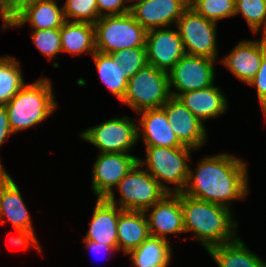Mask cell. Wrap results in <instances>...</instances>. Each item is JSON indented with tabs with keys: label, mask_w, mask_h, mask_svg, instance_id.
I'll list each match as a JSON object with an SVG mask.
<instances>
[{
	"label": "cell",
	"mask_w": 266,
	"mask_h": 267,
	"mask_svg": "<svg viewBox=\"0 0 266 267\" xmlns=\"http://www.w3.org/2000/svg\"><path fill=\"white\" fill-rule=\"evenodd\" d=\"M170 97L168 72L147 63L128 80L122 102L139 113L161 108Z\"/></svg>",
	"instance_id": "6"
},
{
	"label": "cell",
	"mask_w": 266,
	"mask_h": 267,
	"mask_svg": "<svg viewBox=\"0 0 266 267\" xmlns=\"http://www.w3.org/2000/svg\"><path fill=\"white\" fill-rule=\"evenodd\" d=\"M171 124L177 139L187 147L200 149L207 141V131L195 115H193L179 100L170 97L161 107Z\"/></svg>",
	"instance_id": "13"
},
{
	"label": "cell",
	"mask_w": 266,
	"mask_h": 267,
	"mask_svg": "<svg viewBox=\"0 0 266 267\" xmlns=\"http://www.w3.org/2000/svg\"><path fill=\"white\" fill-rule=\"evenodd\" d=\"M242 14L254 34L263 29L266 36V0H236L235 15Z\"/></svg>",
	"instance_id": "28"
},
{
	"label": "cell",
	"mask_w": 266,
	"mask_h": 267,
	"mask_svg": "<svg viewBox=\"0 0 266 267\" xmlns=\"http://www.w3.org/2000/svg\"><path fill=\"white\" fill-rule=\"evenodd\" d=\"M19 64L10 55L0 57V105L7 104L26 84Z\"/></svg>",
	"instance_id": "27"
},
{
	"label": "cell",
	"mask_w": 266,
	"mask_h": 267,
	"mask_svg": "<svg viewBox=\"0 0 266 267\" xmlns=\"http://www.w3.org/2000/svg\"><path fill=\"white\" fill-rule=\"evenodd\" d=\"M132 1L134 2V3H132ZM141 1H145V0H127V2H131L132 4H130L129 5V7L131 8L133 5H135L136 3H138V2H141Z\"/></svg>",
	"instance_id": "41"
},
{
	"label": "cell",
	"mask_w": 266,
	"mask_h": 267,
	"mask_svg": "<svg viewBox=\"0 0 266 267\" xmlns=\"http://www.w3.org/2000/svg\"><path fill=\"white\" fill-rule=\"evenodd\" d=\"M34 45L49 60L62 52L60 28L56 29H34L31 33Z\"/></svg>",
	"instance_id": "31"
},
{
	"label": "cell",
	"mask_w": 266,
	"mask_h": 267,
	"mask_svg": "<svg viewBox=\"0 0 266 267\" xmlns=\"http://www.w3.org/2000/svg\"><path fill=\"white\" fill-rule=\"evenodd\" d=\"M147 63L169 72L186 54L179 32L168 27L152 29L146 34Z\"/></svg>",
	"instance_id": "12"
},
{
	"label": "cell",
	"mask_w": 266,
	"mask_h": 267,
	"mask_svg": "<svg viewBox=\"0 0 266 267\" xmlns=\"http://www.w3.org/2000/svg\"><path fill=\"white\" fill-rule=\"evenodd\" d=\"M189 0H145L130 8L135 20L146 30L168 27L177 23Z\"/></svg>",
	"instance_id": "14"
},
{
	"label": "cell",
	"mask_w": 266,
	"mask_h": 267,
	"mask_svg": "<svg viewBox=\"0 0 266 267\" xmlns=\"http://www.w3.org/2000/svg\"><path fill=\"white\" fill-rule=\"evenodd\" d=\"M90 227L83 240L94 241L118 250L117 224L122 211L105 198H97Z\"/></svg>",
	"instance_id": "17"
},
{
	"label": "cell",
	"mask_w": 266,
	"mask_h": 267,
	"mask_svg": "<svg viewBox=\"0 0 266 267\" xmlns=\"http://www.w3.org/2000/svg\"><path fill=\"white\" fill-rule=\"evenodd\" d=\"M83 243H85V246L87 247L86 249L87 250L90 249V251H92L93 253H99V252H102L103 250L109 251V252L115 251L111 246L105 245L103 243H97V242L89 241V240H84Z\"/></svg>",
	"instance_id": "39"
},
{
	"label": "cell",
	"mask_w": 266,
	"mask_h": 267,
	"mask_svg": "<svg viewBox=\"0 0 266 267\" xmlns=\"http://www.w3.org/2000/svg\"><path fill=\"white\" fill-rule=\"evenodd\" d=\"M12 177L4 169L0 160V199L5 187L12 181Z\"/></svg>",
	"instance_id": "40"
},
{
	"label": "cell",
	"mask_w": 266,
	"mask_h": 267,
	"mask_svg": "<svg viewBox=\"0 0 266 267\" xmlns=\"http://www.w3.org/2000/svg\"><path fill=\"white\" fill-rule=\"evenodd\" d=\"M17 237L12 236L9 241L14 245L22 246L24 249H28L29 244L33 245L35 249L40 253L42 252L41 246L36 238L34 230L15 229Z\"/></svg>",
	"instance_id": "35"
},
{
	"label": "cell",
	"mask_w": 266,
	"mask_h": 267,
	"mask_svg": "<svg viewBox=\"0 0 266 267\" xmlns=\"http://www.w3.org/2000/svg\"><path fill=\"white\" fill-rule=\"evenodd\" d=\"M62 52L72 55L90 53L93 55L95 49V27L90 23L65 21L60 28Z\"/></svg>",
	"instance_id": "24"
},
{
	"label": "cell",
	"mask_w": 266,
	"mask_h": 267,
	"mask_svg": "<svg viewBox=\"0 0 266 267\" xmlns=\"http://www.w3.org/2000/svg\"><path fill=\"white\" fill-rule=\"evenodd\" d=\"M112 57L119 61L123 66L125 77L129 80L143 66L147 64V55L145 47H135L130 49H122L113 52Z\"/></svg>",
	"instance_id": "32"
},
{
	"label": "cell",
	"mask_w": 266,
	"mask_h": 267,
	"mask_svg": "<svg viewBox=\"0 0 266 267\" xmlns=\"http://www.w3.org/2000/svg\"><path fill=\"white\" fill-rule=\"evenodd\" d=\"M185 232H193L196 240L208 251L210 248L232 242L238 237L230 208L202 201L180 192Z\"/></svg>",
	"instance_id": "2"
},
{
	"label": "cell",
	"mask_w": 266,
	"mask_h": 267,
	"mask_svg": "<svg viewBox=\"0 0 266 267\" xmlns=\"http://www.w3.org/2000/svg\"><path fill=\"white\" fill-rule=\"evenodd\" d=\"M218 267H266V262L250 251L239 238L208 251Z\"/></svg>",
	"instance_id": "22"
},
{
	"label": "cell",
	"mask_w": 266,
	"mask_h": 267,
	"mask_svg": "<svg viewBox=\"0 0 266 267\" xmlns=\"http://www.w3.org/2000/svg\"><path fill=\"white\" fill-rule=\"evenodd\" d=\"M127 255H130L134 267H168L172 250L169 241L150 236Z\"/></svg>",
	"instance_id": "25"
},
{
	"label": "cell",
	"mask_w": 266,
	"mask_h": 267,
	"mask_svg": "<svg viewBox=\"0 0 266 267\" xmlns=\"http://www.w3.org/2000/svg\"><path fill=\"white\" fill-rule=\"evenodd\" d=\"M236 0H189V6L208 20L218 22L235 16Z\"/></svg>",
	"instance_id": "29"
},
{
	"label": "cell",
	"mask_w": 266,
	"mask_h": 267,
	"mask_svg": "<svg viewBox=\"0 0 266 267\" xmlns=\"http://www.w3.org/2000/svg\"><path fill=\"white\" fill-rule=\"evenodd\" d=\"M140 163L129 171L116 186L120 193L119 202L112 191L105 199L122 210L144 211L157 203L167 192L150 175L147 170L140 169ZM119 204V205H118Z\"/></svg>",
	"instance_id": "7"
},
{
	"label": "cell",
	"mask_w": 266,
	"mask_h": 267,
	"mask_svg": "<svg viewBox=\"0 0 266 267\" xmlns=\"http://www.w3.org/2000/svg\"><path fill=\"white\" fill-rule=\"evenodd\" d=\"M43 0H9V12L14 18L26 6Z\"/></svg>",
	"instance_id": "37"
},
{
	"label": "cell",
	"mask_w": 266,
	"mask_h": 267,
	"mask_svg": "<svg viewBox=\"0 0 266 267\" xmlns=\"http://www.w3.org/2000/svg\"><path fill=\"white\" fill-rule=\"evenodd\" d=\"M146 160L139 158L138 163L145 166L150 175L167 193H180L186 186L190 166L187 164L192 148L183 147H145ZM168 184H174L172 190Z\"/></svg>",
	"instance_id": "4"
},
{
	"label": "cell",
	"mask_w": 266,
	"mask_h": 267,
	"mask_svg": "<svg viewBox=\"0 0 266 267\" xmlns=\"http://www.w3.org/2000/svg\"><path fill=\"white\" fill-rule=\"evenodd\" d=\"M29 22L33 29L61 28L65 22L63 7L55 0H43L26 6L13 19L12 27H22Z\"/></svg>",
	"instance_id": "21"
},
{
	"label": "cell",
	"mask_w": 266,
	"mask_h": 267,
	"mask_svg": "<svg viewBox=\"0 0 266 267\" xmlns=\"http://www.w3.org/2000/svg\"><path fill=\"white\" fill-rule=\"evenodd\" d=\"M186 54L217 58V23L188 6L176 23Z\"/></svg>",
	"instance_id": "9"
},
{
	"label": "cell",
	"mask_w": 266,
	"mask_h": 267,
	"mask_svg": "<svg viewBox=\"0 0 266 267\" xmlns=\"http://www.w3.org/2000/svg\"><path fill=\"white\" fill-rule=\"evenodd\" d=\"M136 122L124 116L112 118L81 132L80 137L99 149L100 153H127L138 141Z\"/></svg>",
	"instance_id": "8"
},
{
	"label": "cell",
	"mask_w": 266,
	"mask_h": 267,
	"mask_svg": "<svg viewBox=\"0 0 266 267\" xmlns=\"http://www.w3.org/2000/svg\"><path fill=\"white\" fill-rule=\"evenodd\" d=\"M0 15L3 19L2 29L12 27L14 18L9 12V0H0Z\"/></svg>",
	"instance_id": "38"
},
{
	"label": "cell",
	"mask_w": 266,
	"mask_h": 267,
	"mask_svg": "<svg viewBox=\"0 0 266 267\" xmlns=\"http://www.w3.org/2000/svg\"><path fill=\"white\" fill-rule=\"evenodd\" d=\"M138 161V157L127 153H99L91 182L97 198H106Z\"/></svg>",
	"instance_id": "11"
},
{
	"label": "cell",
	"mask_w": 266,
	"mask_h": 267,
	"mask_svg": "<svg viewBox=\"0 0 266 267\" xmlns=\"http://www.w3.org/2000/svg\"><path fill=\"white\" fill-rule=\"evenodd\" d=\"M247 170L246 163L231 154L206 156L195 171L189 168L182 193L230 208L231 201L247 196Z\"/></svg>",
	"instance_id": "1"
},
{
	"label": "cell",
	"mask_w": 266,
	"mask_h": 267,
	"mask_svg": "<svg viewBox=\"0 0 266 267\" xmlns=\"http://www.w3.org/2000/svg\"><path fill=\"white\" fill-rule=\"evenodd\" d=\"M146 214L152 237L169 241L167 234L185 233L180 193H167Z\"/></svg>",
	"instance_id": "15"
},
{
	"label": "cell",
	"mask_w": 266,
	"mask_h": 267,
	"mask_svg": "<svg viewBox=\"0 0 266 267\" xmlns=\"http://www.w3.org/2000/svg\"><path fill=\"white\" fill-rule=\"evenodd\" d=\"M118 250L124 254L138 248L151 235L144 211L122 210L117 224Z\"/></svg>",
	"instance_id": "20"
},
{
	"label": "cell",
	"mask_w": 266,
	"mask_h": 267,
	"mask_svg": "<svg viewBox=\"0 0 266 267\" xmlns=\"http://www.w3.org/2000/svg\"><path fill=\"white\" fill-rule=\"evenodd\" d=\"M247 85L256 87L257 96H258L263 114H265L266 113V52L263 56L258 72Z\"/></svg>",
	"instance_id": "33"
},
{
	"label": "cell",
	"mask_w": 266,
	"mask_h": 267,
	"mask_svg": "<svg viewBox=\"0 0 266 267\" xmlns=\"http://www.w3.org/2000/svg\"><path fill=\"white\" fill-rule=\"evenodd\" d=\"M96 1L100 17L123 15L130 12L129 5H125V1L127 0H96Z\"/></svg>",
	"instance_id": "34"
},
{
	"label": "cell",
	"mask_w": 266,
	"mask_h": 267,
	"mask_svg": "<svg viewBox=\"0 0 266 267\" xmlns=\"http://www.w3.org/2000/svg\"><path fill=\"white\" fill-rule=\"evenodd\" d=\"M138 140H144L145 147H183L184 145L177 139L172 131L165 111L162 108L148 109L139 112ZM141 136V137H140Z\"/></svg>",
	"instance_id": "18"
},
{
	"label": "cell",
	"mask_w": 266,
	"mask_h": 267,
	"mask_svg": "<svg viewBox=\"0 0 266 267\" xmlns=\"http://www.w3.org/2000/svg\"><path fill=\"white\" fill-rule=\"evenodd\" d=\"M101 81L112 94L123 100L128 79L125 77L123 66L111 54L95 52L92 55Z\"/></svg>",
	"instance_id": "26"
},
{
	"label": "cell",
	"mask_w": 266,
	"mask_h": 267,
	"mask_svg": "<svg viewBox=\"0 0 266 267\" xmlns=\"http://www.w3.org/2000/svg\"><path fill=\"white\" fill-rule=\"evenodd\" d=\"M178 100L202 123L220 116L228 106L225 95L214 85L180 94Z\"/></svg>",
	"instance_id": "19"
},
{
	"label": "cell",
	"mask_w": 266,
	"mask_h": 267,
	"mask_svg": "<svg viewBox=\"0 0 266 267\" xmlns=\"http://www.w3.org/2000/svg\"><path fill=\"white\" fill-rule=\"evenodd\" d=\"M95 27V49L112 54L122 49L145 47L147 31L129 12L123 15L102 16Z\"/></svg>",
	"instance_id": "5"
},
{
	"label": "cell",
	"mask_w": 266,
	"mask_h": 267,
	"mask_svg": "<svg viewBox=\"0 0 266 267\" xmlns=\"http://www.w3.org/2000/svg\"><path fill=\"white\" fill-rule=\"evenodd\" d=\"M216 61L208 57L185 54L168 72L171 96L177 98L182 93L213 85ZM172 86L176 91L171 90Z\"/></svg>",
	"instance_id": "10"
},
{
	"label": "cell",
	"mask_w": 266,
	"mask_h": 267,
	"mask_svg": "<svg viewBox=\"0 0 266 267\" xmlns=\"http://www.w3.org/2000/svg\"><path fill=\"white\" fill-rule=\"evenodd\" d=\"M6 221L11 222L15 229L34 230L29 211L14 180L5 187L0 199V223Z\"/></svg>",
	"instance_id": "23"
},
{
	"label": "cell",
	"mask_w": 266,
	"mask_h": 267,
	"mask_svg": "<svg viewBox=\"0 0 266 267\" xmlns=\"http://www.w3.org/2000/svg\"><path fill=\"white\" fill-rule=\"evenodd\" d=\"M62 7L65 21L94 25L100 18L96 0H66Z\"/></svg>",
	"instance_id": "30"
},
{
	"label": "cell",
	"mask_w": 266,
	"mask_h": 267,
	"mask_svg": "<svg viewBox=\"0 0 266 267\" xmlns=\"http://www.w3.org/2000/svg\"><path fill=\"white\" fill-rule=\"evenodd\" d=\"M5 107L13 134L41 123L57 108L51 80L42 77L26 83Z\"/></svg>",
	"instance_id": "3"
},
{
	"label": "cell",
	"mask_w": 266,
	"mask_h": 267,
	"mask_svg": "<svg viewBox=\"0 0 266 267\" xmlns=\"http://www.w3.org/2000/svg\"><path fill=\"white\" fill-rule=\"evenodd\" d=\"M13 135L9 126L8 113L5 105H0V146L6 141L7 136Z\"/></svg>",
	"instance_id": "36"
},
{
	"label": "cell",
	"mask_w": 266,
	"mask_h": 267,
	"mask_svg": "<svg viewBox=\"0 0 266 267\" xmlns=\"http://www.w3.org/2000/svg\"><path fill=\"white\" fill-rule=\"evenodd\" d=\"M261 36V40L241 41L222 60L227 69L245 84L258 72L266 52V36Z\"/></svg>",
	"instance_id": "16"
}]
</instances>
